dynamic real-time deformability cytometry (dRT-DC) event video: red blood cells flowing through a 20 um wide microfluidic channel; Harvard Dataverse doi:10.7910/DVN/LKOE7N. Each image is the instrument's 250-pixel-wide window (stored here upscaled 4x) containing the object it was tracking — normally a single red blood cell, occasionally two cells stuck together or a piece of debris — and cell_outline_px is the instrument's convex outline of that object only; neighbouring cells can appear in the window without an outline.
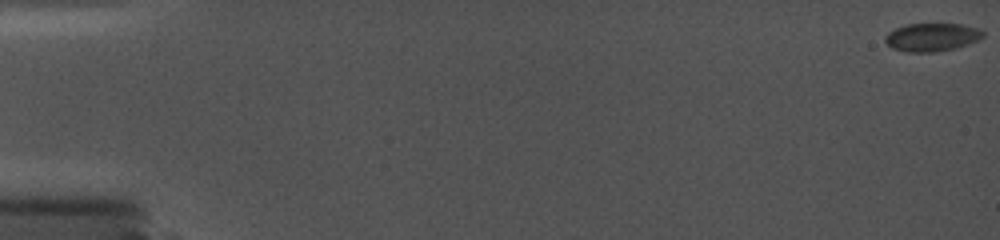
{"species": "common noctule bat (a hibernating species)", "species_latin": "Nyctalus noctula", "temperature_condition": "cold", "stored_images_in_passage": 34, "camera_frame_rate_fps": 5000, "um_per_image_px": 0.085, "animal": {"sex": "female", "body_mass_g": 19.0, "forearm_length_mm": 56.7}, "frame": {"image": 1, "passage_image": 1, "time_ms": 0.0, "image_size_px": [1000, 240], "cell_outline_px": [[984, 36], [980, 40], [956, 48], [936, 52], [908, 52], [892, 48], [884, 40], [884, 36], [888, 32], [896, 28], [908, 24], [964, 24], [980, 28], [984, 32]], "centroid_in_image_um": [79.25, 3.16], "position_along_channel_um": 5.8, "area_um2": 16.24}}
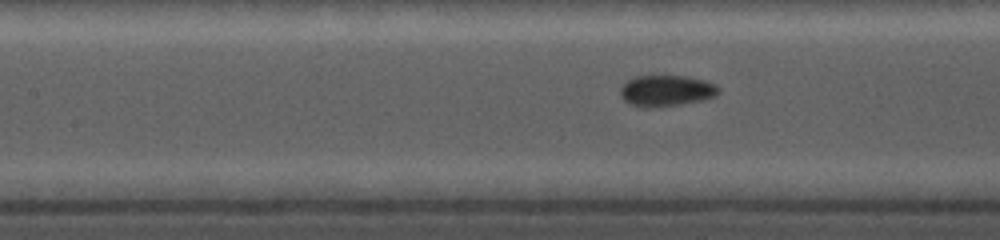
{"frame": {"image": 2, "passage_image": 21, "time_ms": 8.4, "image_size_px": [1000, 240], "cell_outline_px": [[720, 88], [716, 96], [704, 100], [680, 104], [652, 108], [644, 108], [628, 104], [624, 100], [620, 92], [620, 88], [628, 80], [636, 76], [684, 76], [716, 84]], "centroid_in_image_um": [56.62, 7.73], "position_along_channel_um": 150.8, "area_um2": 17.8}}
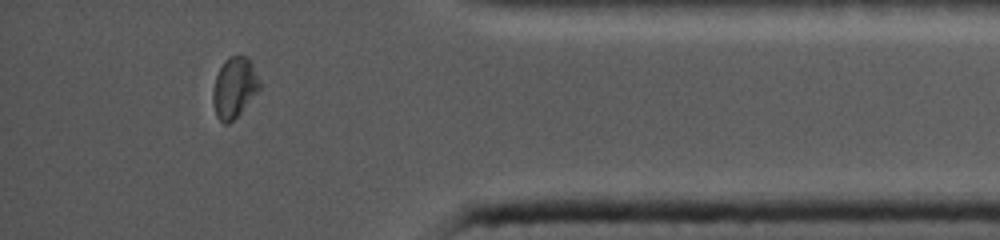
{"frame": {"image": 3, "passage_image": 33, "time_ms": 15.6, "image_size_px": [1000, 240], "cell_outline_px": [[260, 88], [240, 112], [228, 124], [224, 124], [216, 116], [212, 100], [212, 92], [216, 76], [224, 60], [228, 56], [248, 56], [252, 64], [260, 84]], "centroid_in_image_um": [19.89, 7.43], "position_along_channel_um": 415.3, "area_um2": 16.18}}